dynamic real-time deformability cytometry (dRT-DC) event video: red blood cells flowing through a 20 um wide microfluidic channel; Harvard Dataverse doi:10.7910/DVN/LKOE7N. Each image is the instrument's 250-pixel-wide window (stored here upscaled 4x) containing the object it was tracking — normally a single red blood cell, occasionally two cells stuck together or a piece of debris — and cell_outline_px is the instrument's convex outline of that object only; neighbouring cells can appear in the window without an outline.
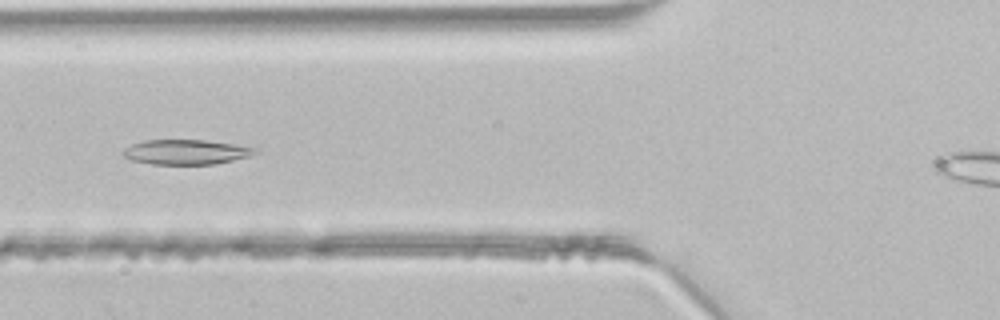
{"species": "common noctule bat (a hibernating species)", "species_latin": "Nyctalus noctula", "temperature_condition": "room temperature", "stored_images_in_passage": 39, "camera_frame_rate_fps": 3000, "um_per_image_px": 0.085, "animal": {"sex": "male", "body_mass_g": 21.5, "forearm_length_mm": 52.0}, "frame": {"image": 1, "passage_image": 17, "time_ms": 5.333, "image_size_px": [1000, 320], "cell_outline_px": [[260, 152], [252, 156], [212, 164], [152, 164], [132, 160], [124, 156], [120, 152], [124, 148], [132, 144], [144, 140], [204, 140], [260, 148]], "centroid_in_image_um": [15.84, 12.92], "position_along_channel_um": 110.0, "area_um2": 19.19}}
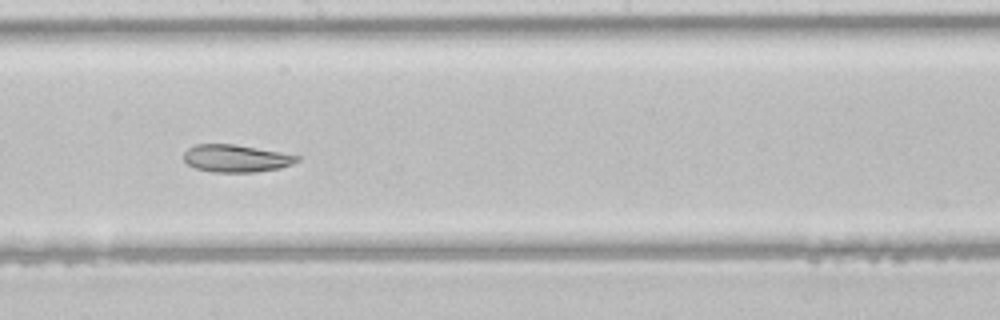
{"frame": {"image": 2, "passage_image": 25, "time_ms": 8.0, "image_size_px": [1000, 320], "cell_outline_px": [[300, 160], [292, 164], [280, 168], [256, 172], [212, 172], [196, 168], [188, 164], [184, 160], [184, 152], [188, 148], [196, 144], [232, 144], [280, 152], [300, 156]], "centroid_in_image_um": [20.07, 13.47], "position_along_channel_um": 228.1, "area_um2": 18.03}}
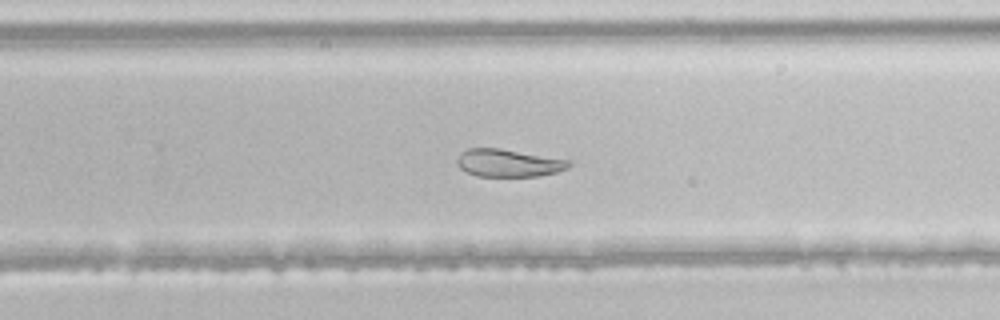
{"frame": {"image": 3, "passage_image": 29, "time_ms": 9.333, "image_size_px": [1000, 320], "cell_outline_px": [[572, 164], [568, 168], [556, 172], [536, 176], [476, 176], [460, 168], [456, 164], [456, 160], [460, 152], [468, 148], [500, 148], [572, 160]], "centroid_in_image_um": [43.22, 13.84], "position_along_channel_um": 286.6, "area_um2": 18.15}}